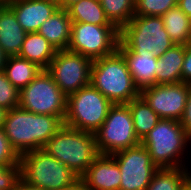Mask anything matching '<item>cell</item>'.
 I'll list each match as a JSON object with an SVG mask.
<instances>
[{
    "instance_id": "cb8c5ba5",
    "label": "cell",
    "mask_w": 191,
    "mask_h": 190,
    "mask_svg": "<svg viewBox=\"0 0 191 190\" xmlns=\"http://www.w3.org/2000/svg\"><path fill=\"white\" fill-rule=\"evenodd\" d=\"M127 105L132 113L135 133L142 141L161 118L141 96L131 100Z\"/></svg>"
},
{
    "instance_id": "ba28073f",
    "label": "cell",
    "mask_w": 191,
    "mask_h": 190,
    "mask_svg": "<svg viewBox=\"0 0 191 190\" xmlns=\"http://www.w3.org/2000/svg\"><path fill=\"white\" fill-rule=\"evenodd\" d=\"M99 154L112 155L141 144L127 104H113L104 123L94 133Z\"/></svg>"
},
{
    "instance_id": "3957f363",
    "label": "cell",
    "mask_w": 191,
    "mask_h": 190,
    "mask_svg": "<svg viewBox=\"0 0 191 190\" xmlns=\"http://www.w3.org/2000/svg\"><path fill=\"white\" fill-rule=\"evenodd\" d=\"M90 84L113 104H127L140 96V89L118 50L92 62Z\"/></svg>"
},
{
    "instance_id": "6da1fadb",
    "label": "cell",
    "mask_w": 191,
    "mask_h": 190,
    "mask_svg": "<svg viewBox=\"0 0 191 190\" xmlns=\"http://www.w3.org/2000/svg\"><path fill=\"white\" fill-rule=\"evenodd\" d=\"M64 118L31 113L18 106L6 111L3 129L11 147L21 156L43 149L64 126Z\"/></svg>"
},
{
    "instance_id": "e0dca14e",
    "label": "cell",
    "mask_w": 191,
    "mask_h": 190,
    "mask_svg": "<svg viewBox=\"0 0 191 190\" xmlns=\"http://www.w3.org/2000/svg\"><path fill=\"white\" fill-rule=\"evenodd\" d=\"M119 52L124 56L133 81L140 90L155 85V67L158 57L147 50L145 52Z\"/></svg>"
},
{
    "instance_id": "52a82bcc",
    "label": "cell",
    "mask_w": 191,
    "mask_h": 190,
    "mask_svg": "<svg viewBox=\"0 0 191 190\" xmlns=\"http://www.w3.org/2000/svg\"><path fill=\"white\" fill-rule=\"evenodd\" d=\"M113 103L91 84L67 96L64 125L95 133L104 123Z\"/></svg>"
},
{
    "instance_id": "1f68e13d",
    "label": "cell",
    "mask_w": 191,
    "mask_h": 190,
    "mask_svg": "<svg viewBox=\"0 0 191 190\" xmlns=\"http://www.w3.org/2000/svg\"><path fill=\"white\" fill-rule=\"evenodd\" d=\"M182 82L191 84V43L185 45V57L181 70Z\"/></svg>"
},
{
    "instance_id": "d6a6232c",
    "label": "cell",
    "mask_w": 191,
    "mask_h": 190,
    "mask_svg": "<svg viewBox=\"0 0 191 190\" xmlns=\"http://www.w3.org/2000/svg\"><path fill=\"white\" fill-rule=\"evenodd\" d=\"M177 6L191 19V0H178Z\"/></svg>"
},
{
    "instance_id": "5b68a950",
    "label": "cell",
    "mask_w": 191,
    "mask_h": 190,
    "mask_svg": "<svg viewBox=\"0 0 191 190\" xmlns=\"http://www.w3.org/2000/svg\"><path fill=\"white\" fill-rule=\"evenodd\" d=\"M175 43L164 28L162 17L137 16L120 30L117 50L153 53L160 57Z\"/></svg>"
},
{
    "instance_id": "7402d4cb",
    "label": "cell",
    "mask_w": 191,
    "mask_h": 190,
    "mask_svg": "<svg viewBox=\"0 0 191 190\" xmlns=\"http://www.w3.org/2000/svg\"><path fill=\"white\" fill-rule=\"evenodd\" d=\"M191 181V168H161L158 169L147 190H184Z\"/></svg>"
},
{
    "instance_id": "4dcf8cb0",
    "label": "cell",
    "mask_w": 191,
    "mask_h": 190,
    "mask_svg": "<svg viewBox=\"0 0 191 190\" xmlns=\"http://www.w3.org/2000/svg\"><path fill=\"white\" fill-rule=\"evenodd\" d=\"M181 126L187 135L191 136V84H189L188 95L186 99V105L181 119L179 120Z\"/></svg>"
},
{
    "instance_id": "4fadbf2b",
    "label": "cell",
    "mask_w": 191,
    "mask_h": 190,
    "mask_svg": "<svg viewBox=\"0 0 191 190\" xmlns=\"http://www.w3.org/2000/svg\"><path fill=\"white\" fill-rule=\"evenodd\" d=\"M189 83L155 84L140 90V96L161 119L179 121L184 112Z\"/></svg>"
},
{
    "instance_id": "d4e9b609",
    "label": "cell",
    "mask_w": 191,
    "mask_h": 190,
    "mask_svg": "<svg viewBox=\"0 0 191 190\" xmlns=\"http://www.w3.org/2000/svg\"><path fill=\"white\" fill-rule=\"evenodd\" d=\"M66 10L72 22L113 25L106 18L100 0H80L70 5Z\"/></svg>"
},
{
    "instance_id": "5bb4252c",
    "label": "cell",
    "mask_w": 191,
    "mask_h": 190,
    "mask_svg": "<svg viewBox=\"0 0 191 190\" xmlns=\"http://www.w3.org/2000/svg\"><path fill=\"white\" fill-rule=\"evenodd\" d=\"M18 23L26 33L38 32L41 25L59 8L45 0H7Z\"/></svg>"
},
{
    "instance_id": "d590c367",
    "label": "cell",
    "mask_w": 191,
    "mask_h": 190,
    "mask_svg": "<svg viewBox=\"0 0 191 190\" xmlns=\"http://www.w3.org/2000/svg\"><path fill=\"white\" fill-rule=\"evenodd\" d=\"M6 58L7 56L4 54L3 50L0 47V72L3 71Z\"/></svg>"
},
{
    "instance_id": "8fae6325",
    "label": "cell",
    "mask_w": 191,
    "mask_h": 190,
    "mask_svg": "<svg viewBox=\"0 0 191 190\" xmlns=\"http://www.w3.org/2000/svg\"><path fill=\"white\" fill-rule=\"evenodd\" d=\"M92 60L69 50H57L46 71L61 91L69 96L90 85Z\"/></svg>"
},
{
    "instance_id": "9c48e42d",
    "label": "cell",
    "mask_w": 191,
    "mask_h": 190,
    "mask_svg": "<svg viewBox=\"0 0 191 190\" xmlns=\"http://www.w3.org/2000/svg\"><path fill=\"white\" fill-rule=\"evenodd\" d=\"M18 106L35 114L65 117L67 96L52 76L46 70H42L20 90Z\"/></svg>"
},
{
    "instance_id": "f35d334b",
    "label": "cell",
    "mask_w": 191,
    "mask_h": 190,
    "mask_svg": "<svg viewBox=\"0 0 191 190\" xmlns=\"http://www.w3.org/2000/svg\"><path fill=\"white\" fill-rule=\"evenodd\" d=\"M45 1L52 2L56 4L58 7L62 8V0H45Z\"/></svg>"
},
{
    "instance_id": "836d02e7",
    "label": "cell",
    "mask_w": 191,
    "mask_h": 190,
    "mask_svg": "<svg viewBox=\"0 0 191 190\" xmlns=\"http://www.w3.org/2000/svg\"><path fill=\"white\" fill-rule=\"evenodd\" d=\"M62 190H90V189L86 186L85 182L81 178H79L73 184L63 188Z\"/></svg>"
},
{
    "instance_id": "7c38bea8",
    "label": "cell",
    "mask_w": 191,
    "mask_h": 190,
    "mask_svg": "<svg viewBox=\"0 0 191 190\" xmlns=\"http://www.w3.org/2000/svg\"><path fill=\"white\" fill-rule=\"evenodd\" d=\"M118 163L120 190H147L154 173L159 169L142 144L111 155Z\"/></svg>"
},
{
    "instance_id": "277c9868",
    "label": "cell",
    "mask_w": 191,
    "mask_h": 190,
    "mask_svg": "<svg viewBox=\"0 0 191 190\" xmlns=\"http://www.w3.org/2000/svg\"><path fill=\"white\" fill-rule=\"evenodd\" d=\"M43 149L81 177L100 155L95 134L64 125Z\"/></svg>"
},
{
    "instance_id": "ffe728a7",
    "label": "cell",
    "mask_w": 191,
    "mask_h": 190,
    "mask_svg": "<svg viewBox=\"0 0 191 190\" xmlns=\"http://www.w3.org/2000/svg\"><path fill=\"white\" fill-rule=\"evenodd\" d=\"M56 52L57 50L45 37L38 32H32L26 34L18 56L46 70Z\"/></svg>"
},
{
    "instance_id": "603a6c76",
    "label": "cell",
    "mask_w": 191,
    "mask_h": 190,
    "mask_svg": "<svg viewBox=\"0 0 191 190\" xmlns=\"http://www.w3.org/2000/svg\"><path fill=\"white\" fill-rule=\"evenodd\" d=\"M161 17L166 32L175 44L191 43V19L178 6L169 9Z\"/></svg>"
},
{
    "instance_id": "8d00e7d4",
    "label": "cell",
    "mask_w": 191,
    "mask_h": 190,
    "mask_svg": "<svg viewBox=\"0 0 191 190\" xmlns=\"http://www.w3.org/2000/svg\"><path fill=\"white\" fill-rule=\"evenodd\" d=\"M80 0H62V8L67 9L70 5Z\"/></svg>"
},
{
    "instance_id": "ab89813d",
    "label": "cell",
    "mask_w": 191,
    "mask_h": 190,
    "mask_svg": "<svg viewBox=\"0 0 191 190\" xmlns=\"http://www.w3.org/2000/svg\"><path fill=\"white\" fill-rule=\"evenodd\" d=\"M184 190H191V181L187 184Z\"/></svg>"
},
{
    "instance_id": "7a4b0ae2",
    "label": "cell",
    "mask_w": 191,
    "mask_h": 190,
    "mask_svg": "<svg viewBox=\"0 0 191 190\" xmlns=\"http://www.w3.org/2000/svg\"><path fill=\"white\" fill-rule=\"evenodd\" d=\"M141 144L147 148L152 162L159 169L191 166L186 158L189 156H185L190 151V137L177 120L160 119Z\"/></svg>"
},
{
    "instance_id": "d6986e66",
    "label": "cell",
    "mask_w": 191,
    "mask_h": 190,
    "mask_svg": "<svg viewBox=\"0 0 191 190\" xmlns=\"http://www.w3.org/2000/svg\"><path fill=\"white\" fill-rule=\"evenodd\" d=\"M185 45L175 44L166 50L156 62L155 84H175L182 82V65Z\"/></svg>"
},
{
    "instance_id": "4316f807",
    "label": "cell",
    "mask_w": 191,
    "mask_h": 190,
    "mask_svg": "<svg viewBox=\"0 0 191 190\" xmlns=\"http://www.w3.org/2000/svg\"><path fill=\"white\" fill-rule=\"evenodd\" d=\"M178 0H135L134 15L161 17L177 6Z\"/></svg>"
},
{
    "instance_id": "f1b7e54d",
    "label": "cell",
    "mask_w": 191,
    "mask_h": 190,
    "mask_svg": "<svg viewBox=\"0 0 191 190\" xmlns=\"http://www.w3.org/2000/svg\"><path fill=\"white\" fill-rule=\"evenodd\" d=\"M21 179V163L0 165V190H16Z\"/></svg>"
},
{
    "instance_id": "ac0fdd59",
    "label": "cell",
    "mask_w": 191,
    "mask_h": 190,
    "mask_svg": "<svg viewBox=\"0 0 191 190\" xmlns=\"http://www.w3.org/2000/svg\"><path fill=\"white\" fill-rule=\"evenodd\" d=\"M72 20L66 9L58 8L38 30L56 50H67L71 37Z\"/></svg>"
},
{
    "instance_id": "2e32d148",
    "label": "cell",
    "mask_w": 191,
    "mask_h": 190,
    "mask_svg": "<svg viewBox=\"0 0 191 190\" xmlns=\"http://www.w3.org/2000/svg\"><path fill=\"white\" fill-rule=\"evenodd\" d=\"M26 34L13 10L0 2V47L7 57L18 56Z\"/></svg>"
},
{
    "instance_id": "e575fe53",
    "label": "cell",
    "mask_w": 191,
    "mask_h": 190,
    "mask_svg": "<svg viewBox=\"0 0 191 190\" xmlns=\"http://www.w3.org/2000/svg\"><path fill=\"white\" fill-rule=\"evenodd\" d=\"M16 190H45L43 188L40 187H35L32 186L30 184H28L27 182H25L22 178L19 180L18 185L16 187Z\"/></svg>"
},
{
    "instance_id": "9a60e30c",
    "label": "cell",
    "mask_w": 191,
    "mask_h": 190,
    "mask_svg": "<svg viewBox=\"0 0 191 190\" xmlns=\"http://www.w3.org/2000/svg\"><path fill=\"white\" fill-rule=\"evenodd\" d=\"M80 178L90 190H120V169L111 155L100 154Z\"/></svg>"
},
{
    "instance_id": "74e56055",
    "label": "cell",
    "mask_w": 191,
    "mask_h": 190,
    "mask_svg": "<svg viewBox=\"0 0 191 190\" xmlns=\"http://www.w3.org/2000/svg\"><path fill=\"white\" fill-rule=\"evenodd\" d=\"M6 110L0 106V127H3Z\"/></svg>"
},
{
    "instance_id": "484cf974",
    "label": "cell",
    "mask_w": 191,
    "mask_h": 190,
    "mask_svg": "<svg viewBox=\"0 0 191 190\" xmlns=\"http://www.w3.org/2000/svg\"><path fill=\"white\" fill-rule=\"evenodd\" d=\"M100 3L106 18L119 31L135 16V0H100Z\"/></svg>"
},
{
    "instance_id": "83f0119b",
    "label": "cell",
    "mask_w": 191,
    "mask_h": 190,
    "mask_svg": "<svg viewBox=\"0 0 191 190\" xmlns=\"http://www.w3.org/2000/svg\"><path fill=\"white\" fill-rule=\"evenodd\" d=\"M20 91L7 79L6 74L0 72V106L6 111L19 105Z\"/></svg>"
},
{
    "instance_id": "30bf717a",
    "label": "cell",
    "mask_w": 191,
    "mask_h": 190,
    "mask_svg": "<svg viewBox=\"0 0 191 190\" xmlns=\"http://www.w3.org/2000/svg\"><path fill=\"white\" fill-rule=\"evenodd\" d=\"M120 31L114 25L72 22L67 50L92 61L113 54L118 47Z\"/></svg>"
},
{
    "instance_id": "f546056e",
    "label": "cell",
    "mask_w": 191,
    "mask_h": 190,
    "mask_svg": "<svg viewBox=\"0 0 191 190\" xmlns=\"http://www.w3.org/2000/svg\"><path fill=\"white\" fill-rule=\"evenodd\" d=\"M20 163V156L11 147L3 127H0V165H15Z\"/></svg>"
},
{
    "instance_id": "44dd1931",
    "label": "cell",
    "mask_w": 191,
    "mask_h": 190,
    "mask_svg": "<svg viewBox=\"0 0 191 190\" xmlns=\"http://www.w3.org/2000/svg\"><path fill=\"white\" fill-rule=\"evenodd\" d=\"M42 70L37 64L19 56L7 57L3 68L7 79L19 91L26 87Z\"/></svg>"
},
{
    "instance_id": "8992f818",
    "label": "cell",
    "mask_w": 191,
    "mask_h": 190,
    "mask_svg": "<svg viewBox=\"0 0 191 190\" xmlns=\"http://www.w3.org/2000/svg\"><path fill=\"white\" fill-rule=\"evenodd\" d=\"M21 178L28 184L45 190H62L80 177L44 149L20 156Z\"/></svg>"
}]
</instances>
